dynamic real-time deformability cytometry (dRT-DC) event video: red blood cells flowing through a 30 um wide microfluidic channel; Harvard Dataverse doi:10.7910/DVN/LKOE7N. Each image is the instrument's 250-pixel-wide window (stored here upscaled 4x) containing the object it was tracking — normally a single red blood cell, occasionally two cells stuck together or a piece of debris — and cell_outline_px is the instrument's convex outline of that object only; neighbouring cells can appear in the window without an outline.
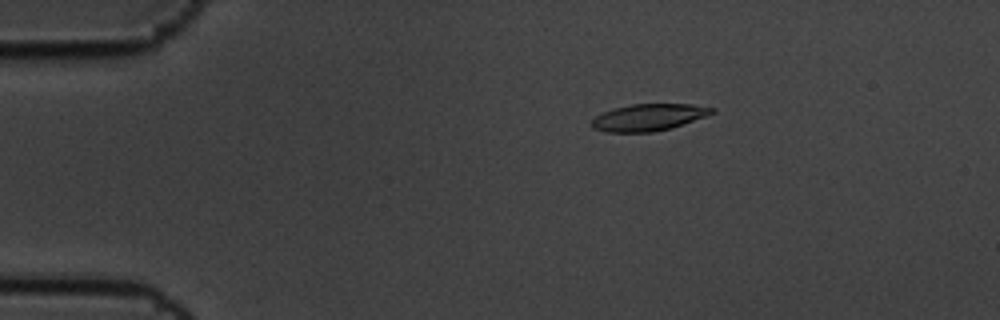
{"species": "common noctule bat (a hibernating species)", "species_latin": "Nyctalus noctula", "temperature_condition": "cold", "stored_images_in_passage": 6, "camera_frame_rate_fps": 3000, "um_per_image_px": 0.085, "animal": {"sex": "male", "body_mass_g": 19.5, "forearm_length_mm": 54.6}, "frame": {"image": 1, "passage_image": 4, "time_ms": 1.0, "image_size_px": [1000, 320], "cell_outline_px": [[716, 112], [672, 128], [652, 132], [608, 132], [592, 128], [592, 120], [596, 116], [604, 112], [616, 108], [632, 104], [692, 104], [716, 108]], "centroid_in_image_um": [55.16, 9.97], "position_along_channel_um": 29.8, "area_um2": 18.67}}